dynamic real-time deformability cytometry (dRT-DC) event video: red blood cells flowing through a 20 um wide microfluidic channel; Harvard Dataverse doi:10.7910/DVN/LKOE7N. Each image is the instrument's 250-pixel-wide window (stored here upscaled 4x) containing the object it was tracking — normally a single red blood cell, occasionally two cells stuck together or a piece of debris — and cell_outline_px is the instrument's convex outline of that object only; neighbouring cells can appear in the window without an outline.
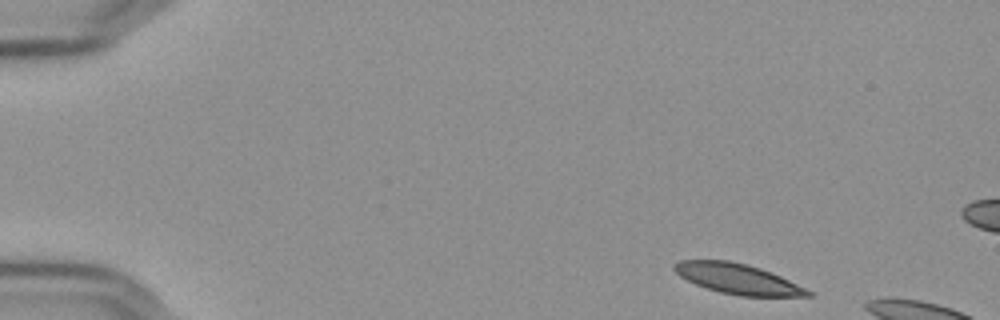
{"species": "Egyptian fruit bat (a non-hibernating species)", "species_latin": "Rousettus aegyptiacus", "temperature_condition": "cold", "stored_images_in_passage": 8, "camera_frame_rate_fps": 3000, "um_per_image_px": 0.085, "frame": {"image": 1, "passage_image": 1, "time_ms": 0.0, "image_size_px": [1000, 320], "cell_outline_px": [[812, 296], [740, 296], [720, 292], [696, 284], [680, 276], [672, 268], [672, 264], [680, 260], [728, 260], [760, 268], [780, 276], [812, 292]], "centroid_in_image_um": [62.66, 23.69], "position_along_channel_um": 22.3, "area_um2": 23.18}}